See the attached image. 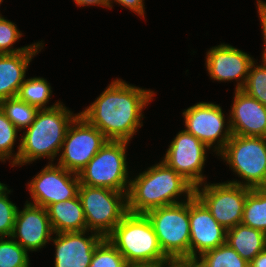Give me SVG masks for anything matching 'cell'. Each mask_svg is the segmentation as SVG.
<instances>
[{
    "mask_svg": "<svg viewBox=\"0 0 266 267\" xmlns=\"http://www.w3.org/2000/svg\"><path fill=\"white\" fill-rule=\"evenodd\" d=\"M229 165L242 181L227 182L249 188H262L266 185V138L233 135L217 155Z\"/></svg>",
    "mask_w": 266,
    "mask_h": 267,
    "instance_id": "obj_5",
    "label": "cell"
},
{
    "mask_svg": "<svg viewBox=\"0 0 266 267\" xmlns=\"http://www.w3.org/2000/svg\"><path fill=\"white\" fill-rule=\"evenodd\" d=\"M106 238L128 264L165 262L169 259L145 214L128 212Z\"/></svg>",
    "mask_w": 266,
    "mask_h": 267,
    "instance_id": "obj_4",
    "label": "cell"
},
{
    "mask_svg": "<svg viewBox=\"0 0 266 267\" xmlns=\"http://www.w3.org/2000/svg\"><path fill=\"white\" fill-rule=\"evenodd\" d=\"M44 47L43 41L34 42L23 51L0 54V101L17 97L20 86L26 78L30 62Z\"/></svg>",
    "mask_w": 266,
    "mask_h": 267,
    "instance_id": "obj_19",
    "label": "cell"
},
{
    "mask_svg": "<svg viewBox=\"0 0 266 267\" xmlns=\"http://www.w3.org/2000/svg\"><path fill=\"white\" fill-rule=\"evenodd\" d=\"M234 91L228 115L231 133L266 138V106L241 89Z\"/></svg>",
    "mask_w": 266,
    "mask_h": 267,
    "instance_id": "obj_18",
    "label": "cell"
},
{
    "mask_svg": "<svg viewBox=\"0 0 266 267\" xmlns=\"http://www.w3.org/2000/svg\"><path fill=\"white\" fill-rule=\"evenodd\" d=\"M54 233L87 230L86 218L78 195L46 207Z\"/></svg>",
    "mask_w": 266,
    "mask_h": 267,
    "instance_id": "obj_20",
    "label": "cell"
},
{
    "mask_svg": "<svg viewBox=\"0 0 266 267\" xmlns=\"http://www.w3.org/2000/svg\"><path fill=\"white\" fill-rule=\"evenodd\" d=\"M51 95V85L45 78L31 77L25 79L20 86L17 97L38 109H49L57 106L61 102L57 101L56 103H53V105L47 106L52 97Z\"/></svg>",
    "mask_w": 266,
    "mask_h": 267,
    "instance_id": "obj_22",
    "label": "cell"
},
{
    "mask_svg": "<svg viewBox=\"0 0 266 267\" xmlns=\"http://www.w3.org/2000/svg\"><path fill=\"white\" fill-rule=\"evenodd\" d=\"M162 161L187 180L194 188L207 182L203 174L210 149L185 129L170 142ZM205 181V182H204Z\"/></svg>",
    "mask_w": 266,
    "mask_h": 267,
    "instance_id": "obj_12",
    "label": "cell"
},
{
    "mask_svg": "<svg viewBox=\"0 0 266 267\" xmlns=\"http://www.w3.org/2000/svg\"><path fill=\"white\" fill-rule=\"evenodd\" d=\"M261 1V3L266 7V2L263 0H260Z\"/></svg>",
    "mask_w": 266,
    "mask_h": 267,
    "instance_id": "obj_39",
    "label": "cell"
},
{
    "mask_svg": "<svg viewBox=\"0 0 266 267\" xmlns=\"http://www.w3.org/2000/svg\"><path fill=\"white\" fill-rule=\"evenodd\" d=\"M107 141L98 128L79 114L67 129L56 164L78 174Z\"/></svg>",
    "mask_w": 266,
    "mask_h": 267,
    "instance_id": "obj_10",
    "label": "cell"
},
{
    "mask_svg": "<svg viewBox=\"0 0 266 267\" xmlns=\"http://www.w3.org/2000/svg\"><path fill=\"white\" fill-rule=\"evenodd\" d=\"M241 90L266 106V61L262 60L261 65L256 60L252 63Z\"/></svg>",
    "mask_w": 266,
    "mask_h": 267,
    "instance_id": "obj_27",
    "label": "cell"
},
{
    "mask_svg": "<svg viewBox=\"0 0 266 267\" xmlns=\"http://www.w3.org/2000/svg\"><path fill=\"white\" fill-rule=\"evenodd\" d=\"M21 36L22 32L17 28V25L0 14V54H13L27 50L31 44L13 48Z\"/></svg>",
    "mask_w": 266,
    "mask_h": 267,
    "instance_id": "obj_30",
    "label": "cell"
},
{
    "mask_svg": "<svg viewBox=\"0 0 266 267\" xmlns=\"http://www.w3.org/2000/svg\"><path fill=\"white\" fill-rule=\"evenodd\" d=\"M19 130L13 123L5 116L0 108V161L6 160L11 163V167L17 166L19 153H14V146L18 137Z\"/></svg>",
    "mask_w": 266,
    "mask_h": 267,
    "instance_id": "obj_26",
    "label": "cell"
},
{
    "mask_svg": "<svg viewBox=\"0 0 266 267\" xmlns=\"http://www.w3.org/2000/svg\"><path fill=\"white\" fill-rule=\"evenodd\" d=\"M79 115L62 102L49 109H39L34 121L23 130L17 147V166L32 164L41 158L53 163L59 156L69 125ZM58 155V156H57Z\"/></svg>",
    "mask_w": 266,
    "mask_h": 267,
    "instance_id": "obj_3",
    "label": "cell"
},
{
    "mask_svg": "<svg viewBox=\"0 0 266 267\" xmlns=\"http://www.w3.org/2000/svg\"><path fill=\"white\" fill-rule=\"evenodd\" d=\"M145 0H108L109 9H112L114 5H112L114 2L116 4L121 5L122 7H125V9H128L132 11L133 13H136L137 16L142 17L145 19Z\"/></svg>",
    "mask_w": 266,
    "mask_h": 267,
    "instance_id": "obj_32",
    "label": "cell"
},
{
    "mask_svg": "<svg viewBox=\"0 0 266 267\" xmlns=\"http://www.w3.org/2000/svg\"><path fill=\"white\" fill-rule=\"evenodd\" d=\"M191 267H205L199 258H191Z\"/></svg>",
    "mask_w": 266,
    "mask_h": 267,
    "instance_id": "obj_38",
    "label": "cell"
},
{
    "mask_svg": "<svg viewBox=\"0 0 266 267\" xmlns=\"http://www.w3.org/2000/svg\"><path fill=\"white\" fill-rule=\"evenodd\" d=\"M198 258L205 267H249V263L227 243L208 250Z\"/></svg>",
    "mask_w": 266,
    "mask_h": 267,
    "instance_id": "obj_25",
    "label": "cell"
},
{
    "mask_svg": "<svg viewBox=\"0 0 266 267\" xmlns=\"http://www.w3.org/2000/svg\"><path fill=\"white\" fill-rule=\"evenodd\" d=\"M54 235L51 239L55 245L54 267H88L96 246L104 239L89 230Z\"/></svg>",
    "mask_w": 266,
    "mask_h": 267,
    "instance_id": "obj_17",
    "label": "cell"
},
{
    "mask_svg": "<svg viewBox=\"0 0 266 267\" xmlns=\"http://www.w3.org/2000/svg\"><path fill=\"white\" fill-rule=\"evenodd\" d=\"M29 259V253L11 236L0 237V267H24Z\"/></svg>",
    "mask_w": 266,
    "mask_h": 267,
    "instance_id": "obj_28",
    "label": "cell"
},
{
    "mask_svg": "<svg viewBox=\"0 0 266 267\" xmlns=\"http://www.w3.org/2000/svg\"><path fill=\"white\" fill-rule=\"evenodd\" d=\"M249 267H266V248L249 262Z\"/></svg>",
    "mask_w": 266,
    "mask_h": 267,
    "instance_id": "obj_36",
    "label": "cell"
},
{
    "mask_svg": "<svg viewBox=\"0 0 266 267\" xmlns=\"http://www.w3.org/2000/svg\"><path fill=\"white\" fill-rule=\"evenodd\" d=\"M185 130L218 155L231 139L229 117L222 107L212 102H199L182 112ZM217 143V144H216Z\"/></svg>",
    "mask_w": 266,
    "mask_h": 267,
    "instance_id": "obj_11",
    "label": "cell"
},
{
    "mask_svg": "<svg viewBox=\"0 0 266 267\" xmlns=\"http://www.w3.org/2000/svg\"><path fill=\"white\" fill-rule=\"evenodd\" d=\"M164 267H191V258L168 259L164 262Z\"/></svg>",
    "mask_w": 266,
    "mask_h": 267,
    "instance_id": "obj_34",
    "label": "cell"
},
{
    "mask_svg": "<svg viewBox=\"0 0 266 267\" xmlns=\"http://www.w3.org/2000/svg\"><path fill=\"white\" fill-rule=\"evenodd\" d=\"M81 201L87 230L106 238L128 213L127 193L104 187L80 185Z\"/></svg>",
    "mask_w": 266,
    "mask_h": 267,
    "instance_id": "obj_8",
    "label": "cell"
},
{
    "mask_svg": "<svg viewBox=\"0 0 266 267\" xmlns=\"http://www.w3.org/2000/svg\"><path fill=\"white\" fill-rule=\"evenodd\" d=\"M193 195L194 187L161 160L130 179L127 210L145 214L154 208L187 201Z\"/></svg>",
    "mask_w": 266,
    "mask_h": 267,
    "instance_id": "obj_2",
    "label": "cell"
},
{
    "mask_svg": "<svg viewBox=\"0 0 266 267\" xmlns=\"http://www.w3.org/2000/svg\"><path fill=\"white\" fill-rule=\"evenodd\" d=\"M78 7L99 6L109 9L108 0H73Z\"/></svg>",
    "mask_w": 266,
    "mask_h": 267,
    "instance_id": "obj_35",
    "label": "cell"
},
{
    "mask_svg": "<svg viewBox=\"0 0 266 267\" xmlns=\"http://www.w3.org/2000/svg\"><path fill=\"white\" fill-rule=\"evenodd\" d=\"M53 235L46 208L29 202L18 208L11 237L28 253L44 248Z\"/></svg>",
    "mask_w": 266,
    "mask_h": 267,
    "instance_id": "obj_16",
    "label": "cell"
},
{
    "mask_svg": "<svg viewBox=\"0 0 266 267\" xmlns=\"http://www.w3.org/2000/svg\"><path fill=\"white\" fill-rule=\"evenodd\" d=\"M126 267H164V262L127 264Z\"/></svg>",
    "mask_w": 266,
    "mask_h": 267,
    "instance_id": "obj_37",
    "label": "cell"
},
{
    "mask_svg": "<svg viewBox=\"0 0 266 267\" xmlns=\"http://www.w3.org/2000/svg\"><path fill=\"white\" fill-rule=\"evenodd\" d=\"M130 142L108 140L78 173L80 185L128 193L130 179L126 149Z\"/></svg>",
    "mask_w": 266,
    "mask_h": 267,
    "instance_id": "obj_6",
    "label": "cell"
},
{
    "mask_svg": "<svg viewBox=\"0 0 266 267\" xmlns=\"http://www.w3.org/2000/svg\"><path fill=\"white\" fill-rule=\"evenodd\" d=\"M6 184L0 182V189L5 186Z\"/></svg>",
    "mask_w": 266,
    "mask_h": 267,
    "instance_id": "obj_40",
    "label": "cell"
},
{
    "mask_svg": "<svg viewBox=\"0 0 266 267\" xmlns=\"http://www.w3.org/2000/svg\"><path fill=\"white\" fill-rule=\"evenodd\" d=\"M206 53V71L213 81L231 82L235 80V90L244 87L250 66L255 61L254 57L225 43L211 47Z\"/></svg>",
    "mask_w": 266,
    "mask_h": 267,
    "instance_id": "obj_14",
    "label": "cell"
},
{
    "mask_svg": "<svg viewBox=\"0 0 266 267\" xmlns=\"http://www.w3.org/2000/svg\"><path fill=\"white\" fill-rule=\"evenodd\" d=\"M10 193L11 189L7 185L0 189V237L11 236L18 211V207L8 197Z\"/></svg>",
    "mask_w": 266,
    "mask_h": 267,
    "instance_id": "obj_31",
    "label": "cell"
},
{
    "mask_svg": "<svg viewBox=\"0 0 266 267\" xmlns=\"http://www.w3.org/2000/svg\"><path fill=\"white\" fill-rule=\"evenodd\" d=\"M207 183L194 188V195L226 230L240 224L246 197L251 188L227 181Z\"/></svg>",
    "mask_w": 266,
    "mask_h": 267,
    "instance_id": "obj_9",
    "label": "cell"
},
{
    "mask_svg": "<svg viewBox=\"0 0 266 267\" xmlns=\"http://www.w3.org/2000/svg\"><path fill=\"white\" fill-rule=\"evenodd\" d=\"M257 8V13L259 15V20H260V25H261V30H262V35H263V52L262 54V59L266 61V7L261 3L260 0H257L256 4Z\"/></svg>",
    "mask_w": 266,
    "mask_h": 267,
    "instance_id": "obj_33",
    "label": "cell"
},
{
    "mask_svg": "<svg viewBox=\"0 0 266 267\" xmlns=\"http://www.w3.org/2000/svg\"><path fill=\"white\" fill-rule=\"evenodd\" d=\"M127 264L123 255L104 238L96 246L88 267H126Z\"/></svg>",
    "mask_w": 266,
    "mask_h": 267,
    "instance_id": "obj_29",
    "label": "cell"
},
{
    "mask_svg": "<svg viewBox=\"0 0 266 267\" xmlns=\"http://www.w3.org/2000/svg\"><path fill=\"white\" fill-rule=\"evenodd\" d=\"M226 243L249 263L266 248V234L240 223L227 230Z\"/></svg>",
    "mask_w": 266,
    "mask_h": 267,
    "instance_id": "obj_21",
    "label": "cell"
},
{
    "mask_svg": "<svg viewBox=\"0 0 266 267\" xmlns=\"http://www.w3.org/2000/svg\"><path fill=\"white\" fill-rule=\"evenodd\" d=\"M34 205L47 206L75 198L78 195L80 179L78 174L68 171L58 164H48L27 183Z\"/></svg>",
    "mask_w": 266,
    "mask_h": 267,
    "instance_id": "obj_13",
    "label": "cell"
},
{
    "mask_svg": "<svg viewBox=\"0 0 266 267\" xmlns=\"http://www.w3.org/2000/svg\"><path fill=\"white\" fill-rule=\"evenodd\" d=\"M0 108L19 131L29 127L39 111L38 108L29 105L18 97L1 100Z\"/></svg>",
    "mask_w": 266,
    "mask_h": 267,
    "instance_id": "obj_24",
    "label": "cell"
},
{
    "mask_svg": "<svg viewBox=\"0 0 266 267\" xmlns=\"http://www.w3.org/2000/svg\"><path fill=\"white\" fill-rule=\"evenodd\" d=\"M190 258L226 243L227 230L212 216L207 207L193 195L189 199Z\"/></svg>",
    "mask_w": 266,
    "mask_h": 267,
    "instance_id": "obj_15",
    "label": "cell"
},
{
    "mask_svg": "<svg viewBox=\"0 0 266 267\" xmlns=\"http://www.w3.org/2000/svg\"><path fill=\"white\" fill-rule=\"evenodd\" d=\"M145 215L169 259L190 258L189 200L151 209Z\"/></svg>",
    "mask_w": 266,
    "mask_h": 267,
    "instance_id": "obj_7",
    "label": "cell"
},
{
    "mask_svg": "<svg viewBox=\"0 0 266 267\" xmlns=\"http://www.w3.org/2000/svg\"><path fill=\"white\" fill-rule=\"evenodd\" d=\"M242 224L266 234V189L251 188L247 194Z\"/></svg>",
    "mask_w": 266,
    "mask_h": 267,
    "instance_id": "obj_23",
    "label": "cell"
},
{
    "mask_svg": "<svg viewBox=\"0 0 266 267\" xmlns=\"http://www.w3.org/2000/svg\"><path fill=\"white\" fill-rule=\"evenodd\" d=\"M156 92L115 78L106 89L79 114L98 128L108 140L128 141L143 126V109Z\"/></svg>",
    "mask_w": 266,
    "mask_h": 267,
    "instance_id": "obj_1",
    "label": "cell"
}]
</instances>
